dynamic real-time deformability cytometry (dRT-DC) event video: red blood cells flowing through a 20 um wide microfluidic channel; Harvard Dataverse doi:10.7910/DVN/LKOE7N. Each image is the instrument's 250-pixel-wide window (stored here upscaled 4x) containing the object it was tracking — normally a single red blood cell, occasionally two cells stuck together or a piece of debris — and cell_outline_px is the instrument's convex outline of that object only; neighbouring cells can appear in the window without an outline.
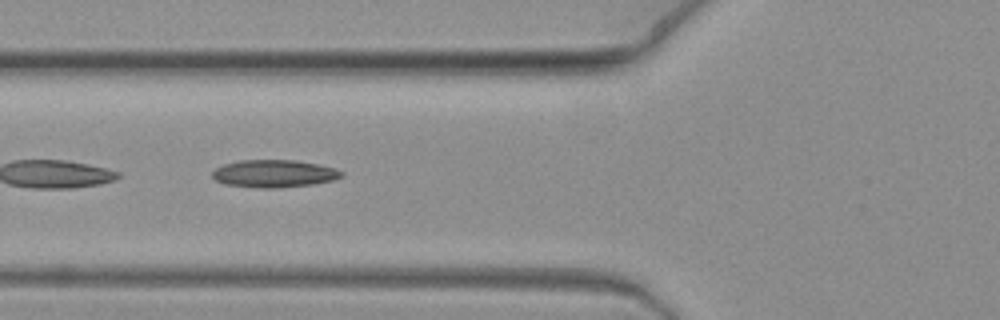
{"species": "common noctule bat (a hibernating species)", "species_latin": "Nyctalus noctula", "temperature_condition": "warm", "stored_images_in_passage": 8, "camera_frame_rate_fps": 3000, "um_per_image_px": 0.085, "animal": {"sex": "female", "body_mass_g": 19.3, "forearm_length_mm": 54.1}, "frame": {"image": 1, "passage_image": 7, "time_ms": 2.0, "image_size_px": [1000, 320], "cell_outline_px": [[344, 176], [332, 180], [312, 184], [280, 188], [260, 188], [224, 184], [216, 180], [212, 176], [212, 172], [216, 168], [224, 164], [240, 160], [296, 160], [316, 164], [332, 168], [344, 172]], "centroid_in_image_um": [23.28, 14.76], "position_along_channel_um": 102.5, "area_um2": 20.63}}